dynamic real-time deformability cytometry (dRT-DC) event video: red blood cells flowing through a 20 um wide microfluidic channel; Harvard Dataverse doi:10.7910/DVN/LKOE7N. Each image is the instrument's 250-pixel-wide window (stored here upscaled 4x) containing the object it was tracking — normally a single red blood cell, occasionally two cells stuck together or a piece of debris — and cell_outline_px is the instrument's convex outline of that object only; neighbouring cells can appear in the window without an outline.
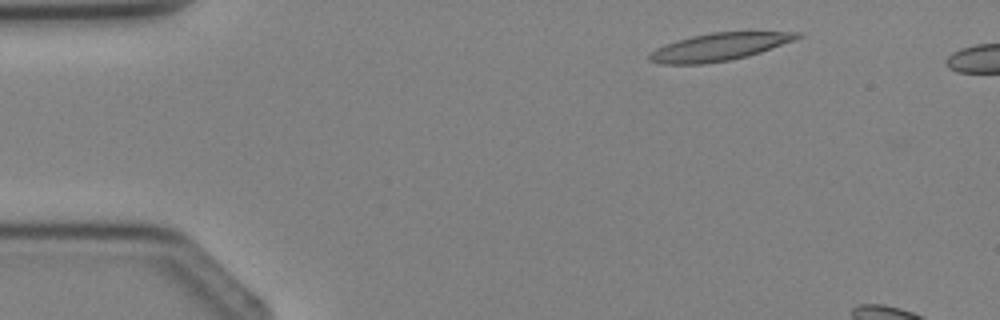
{"species": "Egyptian fruit bat (a non-hibernating species)", "species_latin": "Rousettus aegyptiacus", "temperature_condition": "cold", "stored_images_in_passage": 3, "camera_frame_rate_fps": 3000, "um_per_image_px": 0.085, "animal": {"sex": "female"}, "frame": {"image": 1, "passage_image": 1, "time_ms": 0.0, "image_size_px": [1000, 320], "cell_outline_px": [[804, 36], [796, 40], [748, 56], [728, 60], [704, 64], [660, 64], [648, 60], [648, 56], [656, 48], [664, 44], [676, 40], [692, 36], [712, 32], [804, 32]], "centroid_in_image_um": [61.14, 3.98], "position_along_channel_um": 23.9, "area_um2": 23.81}}